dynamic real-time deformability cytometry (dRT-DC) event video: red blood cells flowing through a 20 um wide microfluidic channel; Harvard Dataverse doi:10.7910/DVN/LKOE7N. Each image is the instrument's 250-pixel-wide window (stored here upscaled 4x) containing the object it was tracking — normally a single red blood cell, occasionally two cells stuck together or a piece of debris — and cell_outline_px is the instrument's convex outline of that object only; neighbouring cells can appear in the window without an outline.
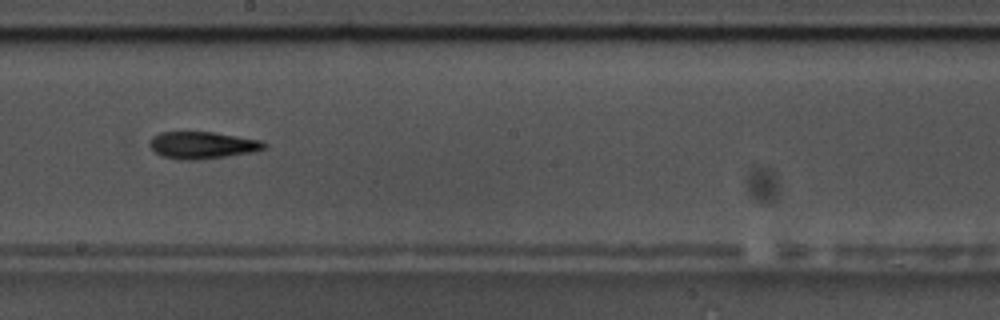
{"species": "common noctule bat (a hibernating species)", "species_latin": "Nyctalus noctula", "temperature_condition": "warm", "stored_images_in_passage": 43, "camera_frame_rate_fps": 3000, "um_per_image_px": 0.085, "animal": {"sex": "male", "body_mass_g": 17.5, "forearm_length_mm": 52.3}, "frame": {"image": 1, "passage_image": 19, "time_ms": 6.0, "image_size_px": [1000, 320], "cell_outline_px": [[268, 144], [264, 148], [252, 152], [224, 156], [192, 160], [180, 160], [164, 156], [156, 152], [148, 144], [152, 136], [160, 132], [212, 132], [260, 140]], "centroid_in_image_um": [17.17, 12.33], "position_along_channel_um": 231.0, "area_um2": 17.74}}